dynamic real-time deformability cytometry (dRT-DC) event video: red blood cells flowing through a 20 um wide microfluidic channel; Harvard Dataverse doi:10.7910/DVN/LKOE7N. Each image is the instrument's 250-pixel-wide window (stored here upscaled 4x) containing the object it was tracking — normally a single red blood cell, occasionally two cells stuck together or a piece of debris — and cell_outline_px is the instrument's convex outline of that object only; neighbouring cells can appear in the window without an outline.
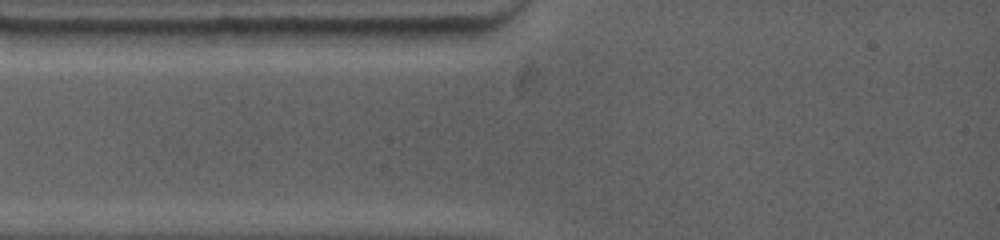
{"species": "common noctule bat (a hibernating species)", "species_latin": "Nyctalus noctula", "temperature_condition": "warm", "stored_images_in_passage": 3, "camera_frame_rate_fps": 4500, "um_per_image_px": 0.085, "animal": {"sex": "female", "body_mass_g": 19.0, "forearm_length_mm": 53.3}, "frame": {"image": 1, "passage_image": 1, "time_ms": 0.0, "image_size_px": [1000, 240], "cell_outline_px": [[476, 36], [460, 44], [416, 48], [368, 44], [352, 28], [472, 28], [476, 32]], "centroid_in_image_um": [35.33, 3.11], "position_along_channel_um": 49.7, "area_um2": 14.22}}